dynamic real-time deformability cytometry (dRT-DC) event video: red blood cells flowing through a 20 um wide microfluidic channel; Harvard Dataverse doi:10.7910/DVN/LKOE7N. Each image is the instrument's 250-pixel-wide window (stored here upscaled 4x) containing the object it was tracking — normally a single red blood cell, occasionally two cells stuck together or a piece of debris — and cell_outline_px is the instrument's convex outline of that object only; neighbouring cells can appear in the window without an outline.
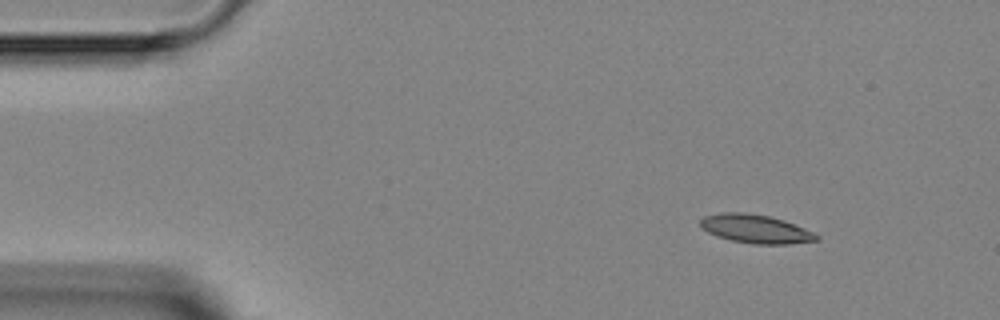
{"species": "Egyptian fruit bat (a non-hibernating species)", "species_latin": "Rousettus aegyptiacus", "temperature_condition": "room temperature", "stored_images_in_passage": 3, "camera_frame_rate_fps": 3000, "um_per_image_px": 0.085, "animal": {"sex": "female"}, "frame": {"image": 1, "passage_image": 1, "time_ms": 0.0, "image_size_px": [1000, 320], "cell_outline_px": [[820, 240], [788, 244], [752, 244], [732, 240], [716, 236], [700, 228], [700, 220], [704, 216], [720, 212], [744, 212], [768, 216], [784, 220], [804, 228], [820, 236]], "centroid_in_image_um": [64.21, 19.45], "position_along_channel_um": 20.8, "area_um2": 19.42}}